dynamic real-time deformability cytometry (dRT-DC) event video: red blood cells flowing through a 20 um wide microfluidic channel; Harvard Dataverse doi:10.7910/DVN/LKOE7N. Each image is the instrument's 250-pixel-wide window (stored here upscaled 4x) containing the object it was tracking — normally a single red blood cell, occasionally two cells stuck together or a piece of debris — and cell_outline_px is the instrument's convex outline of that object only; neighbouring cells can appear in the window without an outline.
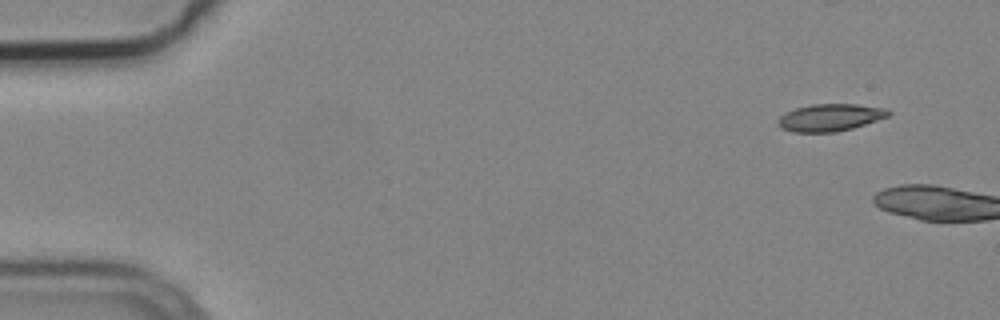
{"species": "common noctule bat (a hibernating species)", "species_latin": "Nyctalus noctula", "temperature_condition": "cold", "stored_images_in_passage": 2, "camera_frame_rate_fps": 3000, "um_per_image_px": 0.085, "animal": {"sex": "male", "body_mass_g": 19.2, "forearm_length_mm": 51.8}, "frame": {"image": 1, "passage_image": 1, "time_ms": 0.0, "image_size_px": [1000, 320], "cell_outline_px": [[892, 112], [888, 116], [852, 128], [836, 132], [792, 132], [780, 128], [776, 124], [776, 120], [780, 116], [796, 108], [812, 104], [856, 104], [888, 108]], "centroid_in_image_um": [70.54, 9.99], "position_along_channel_um": 14.5, "area_um2": 17.57}}